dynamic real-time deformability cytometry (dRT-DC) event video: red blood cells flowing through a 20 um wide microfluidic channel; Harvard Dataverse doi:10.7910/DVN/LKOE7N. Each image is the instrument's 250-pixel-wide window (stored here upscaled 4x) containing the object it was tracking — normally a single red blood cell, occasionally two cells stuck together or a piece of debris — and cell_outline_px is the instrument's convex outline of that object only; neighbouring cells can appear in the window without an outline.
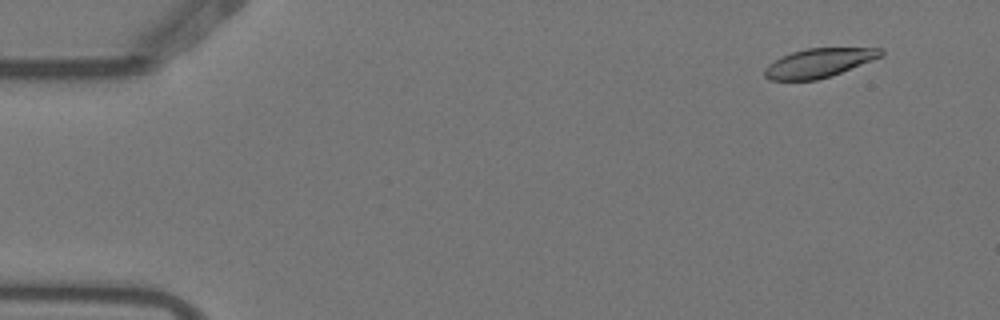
{"species": "Egyptian fruit bat (a non-hibernating species)", "species_latin": "Rousettus aegyptiacus", "temperature_condition": "warm", "stored_images_in_passage": 6, "segment_of_instrument_passage": [2, 2], "camera_frame_rate_fps": 3000, "um_per_image_px": 0.085, "animal": {"sex": "female"}, "frame": {"image": 1, "passage_image": 6, "time_ms": 1.667, "image_size_px": [1000, 320], "cell_outline_px": [[884, 56], [840, 72], [816, 80], [768, 80], [764, 76], [764, 68], [768, 64], [780, 56], [792, 52], [808, 48], [884, 48]], "centroid_in_image_um": [69.58, 5.34], "position_along_channel_um": 15.4, "area_um2": 19.59}}